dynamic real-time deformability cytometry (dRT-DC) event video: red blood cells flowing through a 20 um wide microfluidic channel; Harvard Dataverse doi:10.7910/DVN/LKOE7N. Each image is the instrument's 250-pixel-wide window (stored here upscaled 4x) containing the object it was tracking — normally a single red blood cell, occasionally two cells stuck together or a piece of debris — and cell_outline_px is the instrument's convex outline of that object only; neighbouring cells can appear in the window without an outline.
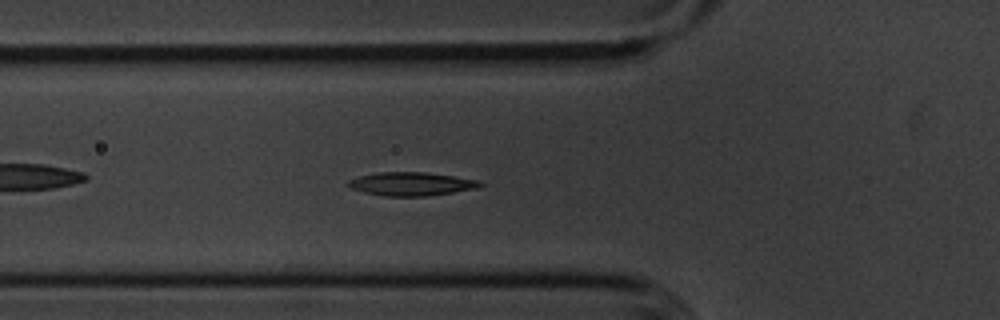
{"species": "common noctule bat (a hibernating species)", "species_latin": "Nyctalus noctula", "temperature_condition": "cold", "stored_images_in_passage": 38, "camera_frame_rate_fps": 3000, "um_per_image_px": 0.085, "animal": {"sex": "male", "body_mass_g": 20.1, "forearm_length_mm": 53.5}, "frame": {"image": 1, "passage_image": 9, "time_ms": 2.667, "image_size_px": [1000, 320], "cell_outline_px": [[484, 184], [480, 188], [428, 196], [384, 196], [364, 192], [352, 188], [344, 184], [348, 180], [360, 176], [380, 172], [424, 172], [480, 180]], "centroid_in_image_um": [34.98, 15.64], "position_along_channel_um": 90.8, "area_um2": 18.09}}
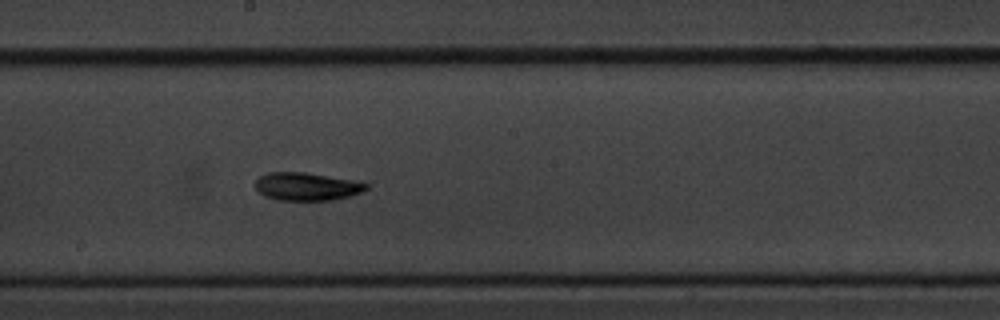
{"frame": {"image": 2, "passage_image": 20, "time_ms": 6.333, "image_size_px": [1000, 320], "cell_outline_px": [[368, 188], [360, 192], [348, 196], [332, 200], [276, 200], [264, 196], [256, 188], [256, 180], [260, 176], [268, 172], [304, 172], [348, 180], [368, 184]], "centroid_in_image_um": [26.01, 15.86], "position_along_channel_um": 222.2, "area_um2": 17.69}}
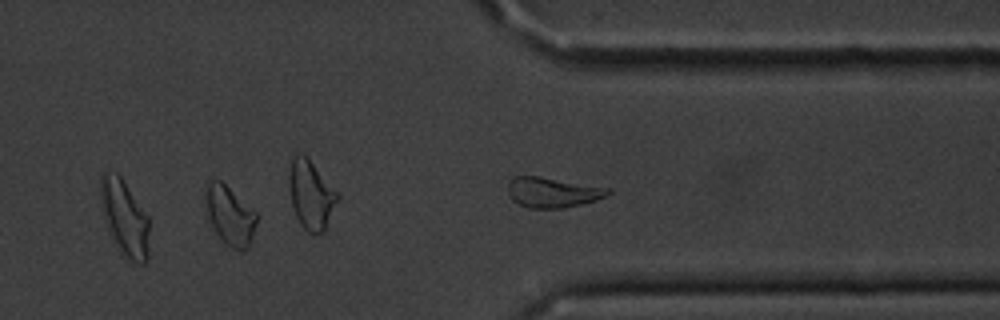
{"frame": {"image": 3, "passage_image": 32, "time_ms": 10.333, "image_size_px": [1000, 320], "cell_outline_px": [[256, 224], [248, 248], [244, 252], [240, 252], [224, 244], [216, 232], [208, 216], [204, 200], [208, 180], [220, 180], [256, 212]], "centroid_in_image_um": [19.53, 18.34], "position_along_channel_um": 391.9, "area_um2": 17.46}, "authors_computed_cell_mechanics": {"area_um2": 17.8313, "velocity_mm_per_s": 3.5715, "shape_relaxation_time_tau1_ms": 3.3081, "shape_relaxation_time_tau2_ms": null, "deformation_change_tau1": 0.1161, "deformation_change_tau2": null}}